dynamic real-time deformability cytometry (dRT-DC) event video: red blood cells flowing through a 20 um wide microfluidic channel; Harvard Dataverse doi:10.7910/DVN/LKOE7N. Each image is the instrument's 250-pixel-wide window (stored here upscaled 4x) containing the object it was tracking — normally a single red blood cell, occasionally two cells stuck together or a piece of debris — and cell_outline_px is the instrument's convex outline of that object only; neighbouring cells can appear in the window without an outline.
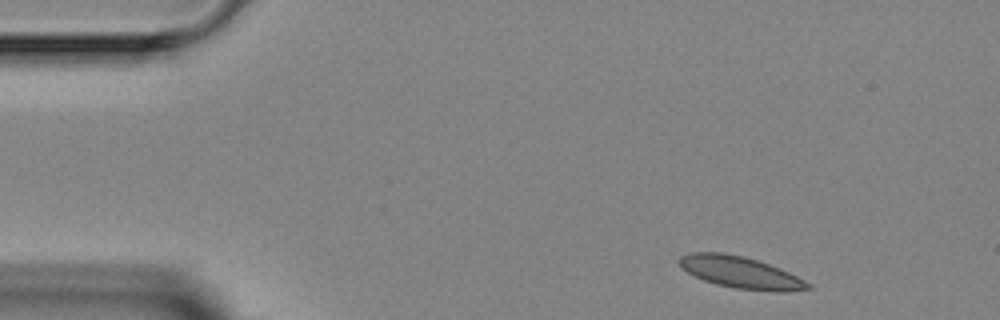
{"species": "Egyptian fruit bat (a non-hibernating species)", "species_latin": "Rousettus aegyptiacus", "temperature_condition": "room temperature", "stored_images_in_passage": 3, "camera_frame_rate_fps": 3000, "um_per_image_px": 0.085, "animal": {"sex": "female"}, "frame": {"image": 1, "passage_image": 1, "time_ms": 0.0, "image_size_px": [1000, 320], "cell_outline_px": [[812, 288], [784, 292], [776, 292], [736, 288], [716, 284], [704, 280], [680, 268], [680, 256], [692, 252], [720, 252], [744, 256], [780, 268], [812, 284]], "centroid_in_image_um": [62.96, 23.16], "position_along_channel_um": 22.0, "area_um2": 23.64}}